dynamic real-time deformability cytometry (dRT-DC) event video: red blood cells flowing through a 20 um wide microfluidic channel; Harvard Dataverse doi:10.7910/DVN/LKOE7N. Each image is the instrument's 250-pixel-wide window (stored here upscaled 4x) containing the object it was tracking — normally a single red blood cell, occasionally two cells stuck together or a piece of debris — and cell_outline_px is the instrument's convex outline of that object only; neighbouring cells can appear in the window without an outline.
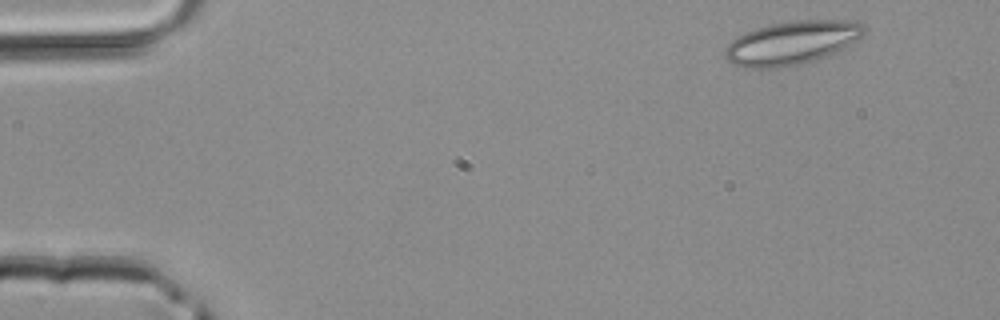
{"species": "common noctule bat (a hibernating species)", "species_latin": "Nyctalus noctula", "temperature_condition": "room temperature", "stored_images_in_passage": 42, "camera_frame_rate_fps": 3000, "um_per_image_px": 0.085, "animal": {"sex": "male", "body_mass_g": 20.4}, "frame": {"image": 1, "passage_image": 2, "time_ms": 0.333, "image_size_px": [1000, 320], "cell_outline_px": [[864, 32], [860, 36], [844, 48], [824, 56], [800, 64], [776, 68], [744, 68], [732, 64], [724, 56], [724, 48], [732, 40], [756, 28], [772, 24], [796, 20], [852, 20], [864, 24]], "centroid_in_image_um": [67.27, 3.64], "position_along_channel_um": 17.7, "area_um2": 34.85}}
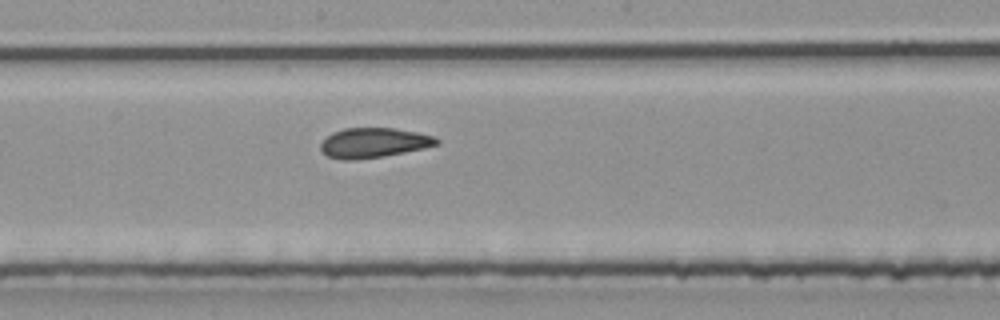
{"frame": {"image": 2, "passage_image": 22, "time_ms": 7.0, "image_size_px": [1000, 320], "cell_outline_px": [[440, 144], [424, 148], [384, 156], [356, 160], [340, 160], [328, 156], [320, 148], [320, 144], [332, 132], [344, 128], [392, 128], [416, 132], [432, 136], [440, 140]], "centroid_in_image_um": [31.75, 12.14], "position_along_channel_um": 216.4, "area_um2": 20.11}}
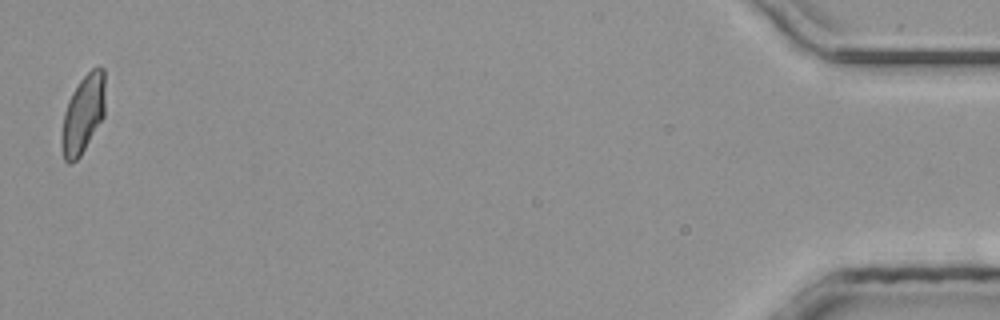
{"frame": {"image": 3, "passage_image": 42, "time_ms": 13.667, "image_size_px": [1000, 320], "cell_outline_px": [[104, 116], [80, 156], [72, 164], [68, 164], [64, 160], [60, 144], [60, 136], [64, 112], [68, 100], [72, 92], [80, 80], [92, 68], [104, 68]], "centroid_in_image_um": [7.02, 9.74], "position_along_channel_um": 428.2, "area_um2": 19.94}}